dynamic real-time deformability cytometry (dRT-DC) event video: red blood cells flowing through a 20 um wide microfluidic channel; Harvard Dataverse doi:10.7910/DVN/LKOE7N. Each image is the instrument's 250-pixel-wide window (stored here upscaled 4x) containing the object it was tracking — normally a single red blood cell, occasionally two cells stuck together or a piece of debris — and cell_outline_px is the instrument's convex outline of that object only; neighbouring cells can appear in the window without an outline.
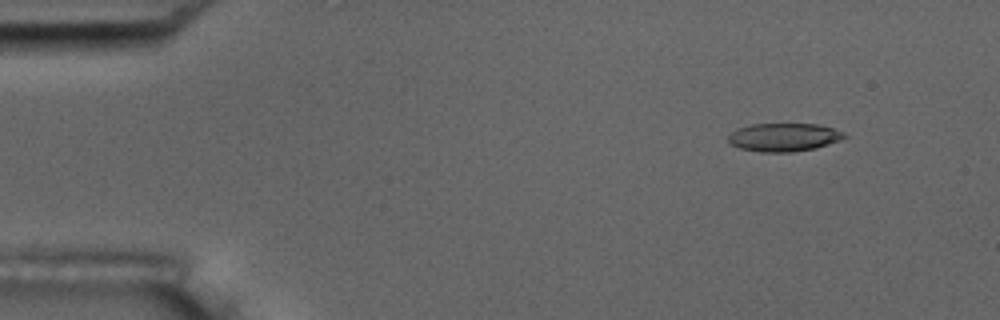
{"species": "common noctule bat (a hibernating species)", "species_latin": "Nyctalus noctula", "temperature_condition": "room temperature", "stored_images_in_passage": 4, "camera_frame_rate_fps": 3000, "um_per_image_px": 0.085, "animal": {"sex": "male", "body_mass_g": 17.5, "forearm_length_mm": 52.3}, "frame": {"image": 1, "passage_image": 2, "time_ms": 1.333, "image_size_px": [1000, 320], "cell_outline_px": [[848, 136], [840, 140], [816, 148], [792, 152], [760, 152], [740, 148], [732, 144], [728, 140], [728, 136], [736, 128], [752, 124], [816, 124], [832, 128], [844, 132]], "centroid_in_image_um": [66.63, 11.66], "position_along_channel_um": 18.4, "area_um2": 19.07}}